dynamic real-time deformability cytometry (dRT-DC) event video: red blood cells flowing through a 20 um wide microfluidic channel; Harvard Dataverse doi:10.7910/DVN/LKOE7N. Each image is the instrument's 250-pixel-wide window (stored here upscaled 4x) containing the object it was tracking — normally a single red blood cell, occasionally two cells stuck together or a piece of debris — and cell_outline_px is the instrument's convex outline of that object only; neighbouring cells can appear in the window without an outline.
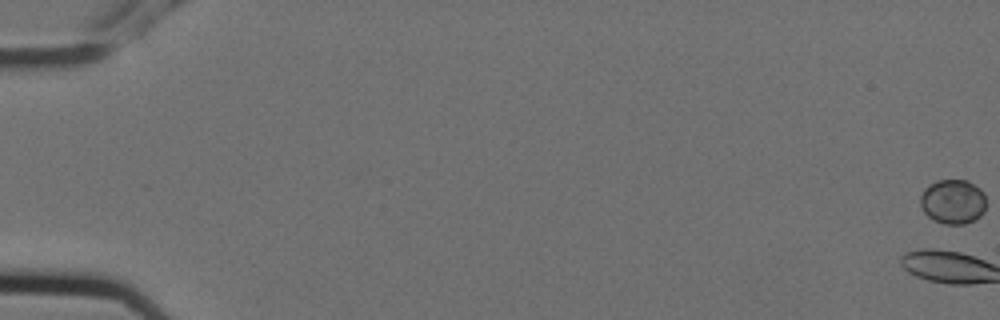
{"species": "Egyptian fruit bat (a non-hibernating species)", "species_latin": "Rousettus aegyptiacus", "temperature_condition": "cold", "stored_images_in_passage": 6, "camera_frame_rate_fps": 3000, "um_per_image_px": 0.085, "animal": {"sex": "female"}, "frame": {"image": 1, "passage_image": 1, "time_ms": 0.0, "image_size_px": [1000, 320], "cell_outline_px": [[984, 212], [980, 216], [964, 224], [944, 224], [932, 220], [924, 212], [920, 204], [920, 196], [924, 188], [928, 184], [936, 180], [968, 180], [980, 188], [984, 192]], "centroid_in_image_um": [80.97, 17.12], "position_along_channel_um": 4.0, "area_um2": 17.22}}